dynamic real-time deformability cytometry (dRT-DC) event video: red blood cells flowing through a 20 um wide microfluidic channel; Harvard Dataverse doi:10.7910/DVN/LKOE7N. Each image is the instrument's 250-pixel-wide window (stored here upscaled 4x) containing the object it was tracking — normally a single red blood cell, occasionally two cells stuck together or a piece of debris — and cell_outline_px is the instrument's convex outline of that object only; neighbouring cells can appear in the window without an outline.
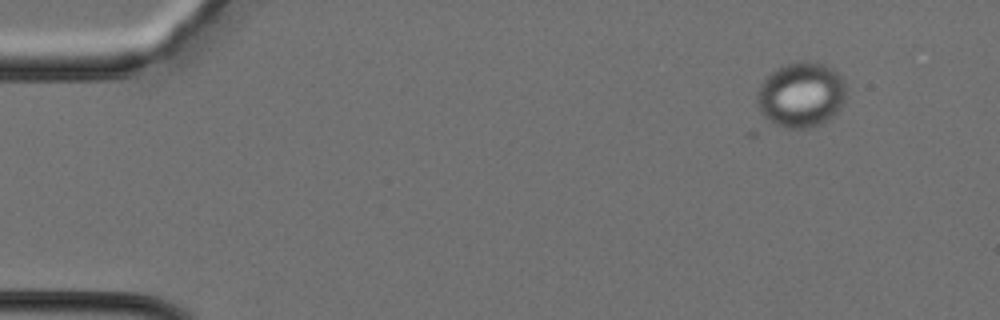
{"species": "Egyptian fruit bat (a non-hibernating species)", "species_latin": "Rousettus aegyptiacus", "temperature_condition": "cold", "stored_images_in_passage": 6, "camera_frame_rate_fps": 3000, "um_per_image_px": 0.085, "animal": {"sex": "female"}, "frame": {"image": 1, "passage_image": 1, "time_ms": 0.0, "image_size_px": [1000, 320], "cell_outline_px": [[848, 96], [844, 104], [828, 120], [820, 124], [808, 128], [788, 128], [764, 124], [756, 104], [756, 92], [760, 84], [776, 68], [784, 64], [800, 60], [816, 60], [832, 68], [844, 80]], "centroid_in_image_um": [68.06, 8.07], "position_along_channel_um": 16.9, "area_um2": 35.14}}